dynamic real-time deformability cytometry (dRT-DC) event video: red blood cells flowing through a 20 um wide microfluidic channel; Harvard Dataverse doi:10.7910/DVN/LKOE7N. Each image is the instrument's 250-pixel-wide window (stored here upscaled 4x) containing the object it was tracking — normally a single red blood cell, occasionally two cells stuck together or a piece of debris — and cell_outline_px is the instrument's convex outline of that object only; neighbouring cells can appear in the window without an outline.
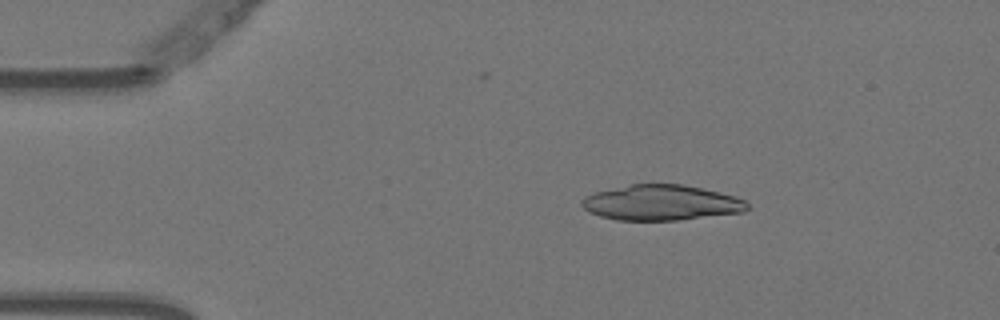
{"species": "Egyptian fruit bat (a non-hibernating species)", "species_latin": "Rousettus aegyptiacus", "temperature_condition": "warm", "stored_images_in_passage": 6, "camera_frame_rate_fps": 3000, "um_per_image_px": 0.085, "animal": {"sex": "female"}, "frame": {"image": 1, "passage_image": 3, "time_ms": 0.667, "image_size_px": [1000, 320], "cell_outline_px": [[748, 208], [744, 212], [676, 220], [616, 220], [600, 216], [588, 212], [580, 204], [580, 200], [584, 196], [596, 192], [632, 184], [684, 184], [720, 192], [736, 196], [744, 200], [748, 204]], "centroid_in_image_um": [56.19, 17.23], "position_along_channel_um": 28.8, "area_um2": 34.16}}